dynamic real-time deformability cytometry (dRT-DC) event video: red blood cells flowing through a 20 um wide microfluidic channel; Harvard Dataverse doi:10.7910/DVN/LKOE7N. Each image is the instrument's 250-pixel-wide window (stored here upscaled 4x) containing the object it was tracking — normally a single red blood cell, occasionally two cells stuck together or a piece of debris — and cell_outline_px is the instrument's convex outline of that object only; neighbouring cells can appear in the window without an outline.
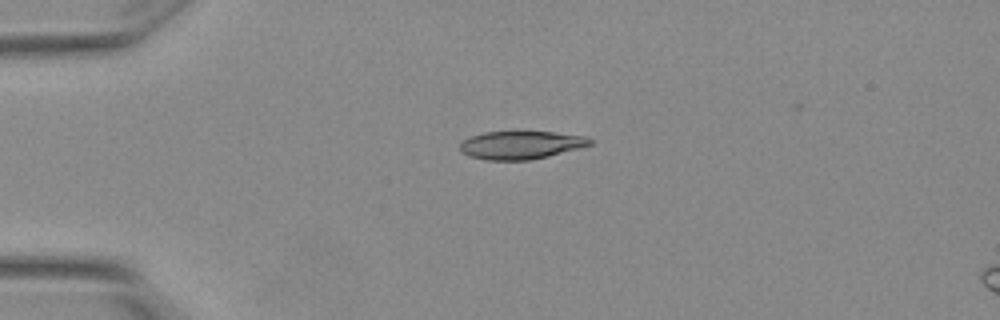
{"species": "Egyptian fruit bat (a non-hibernating species)", "species_latin": "Rousettus aegyptiacus", "temperature_condition": "warm", "stored_images_in_passage": 4, "camera_frame_rate_fps": 3000, "um_per_image_px": 0.085, "animal": {"sex": "female"}, "frame": {"image": 1, "passage_image": 3, "time_ms": 0.667, "image_size_px": [1000, 320], "cell_outline_px": [[592, 144], [548, 156], [528, 160], [488, 160], [468, 156], [460, 152], [460, 144], [464, 140], [472, 136], [484, 132], [552, 132], [584, 136], [592, 140]], "centroid_in_image_um": [44.23, 12.33], "position_along_channel_um": 40.8, "area_um2": 20.98}}